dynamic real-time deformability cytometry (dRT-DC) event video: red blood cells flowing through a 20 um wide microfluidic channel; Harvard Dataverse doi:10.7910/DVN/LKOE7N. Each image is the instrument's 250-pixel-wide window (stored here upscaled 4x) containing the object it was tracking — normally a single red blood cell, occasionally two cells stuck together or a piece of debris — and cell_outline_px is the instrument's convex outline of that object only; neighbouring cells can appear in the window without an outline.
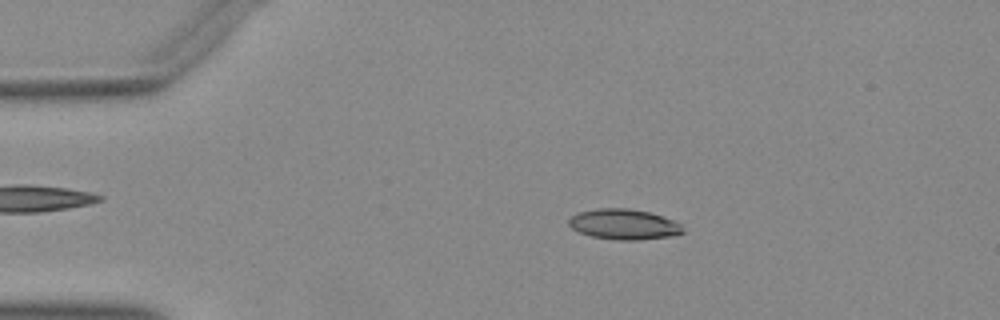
{"species": "Egyptian fruit bat (a non-hibernating species)", "species_latin": "Rousettus aegyptiacus", "temperature_condition": "warm", "stored_images_in_passage": 45, "camera_frame_rate_fps": 3000, "um_per_image_px": 0.085, "animal": {"sex": "female"}, "frame": {"image": 1, "passage_image": 3, "time_ms": 0.667, "image_size_px": [1000, 320], "cell_outline_px": [[684, 232], [672, 236], [636, 240], [616, 240], [592, 236], [580, 232], [572, 228], [568, 224], [568, 220], [572, 216], [580, 212], [600, 208], [628, 208], [648, 212], [664, 216], [680, 224]], "centroid_in_image_um": [53.03, 19.07], "position_along_channel_um": 32.0, "area_um2": 20.06}}
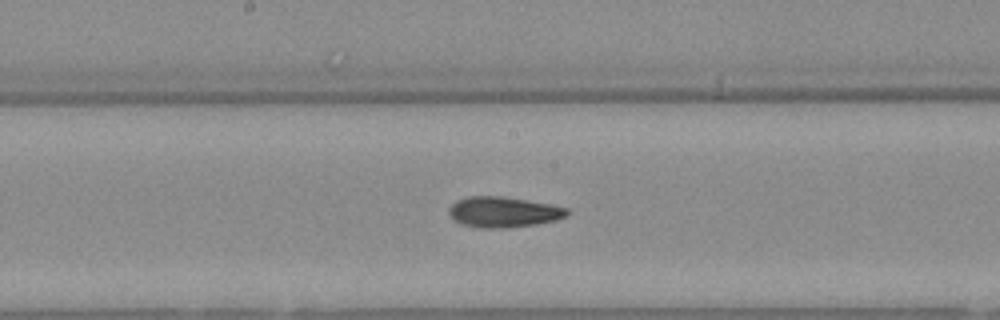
{"frame": {"image": 2, "passage_image": 20, "time_ms": 6.333, "image_size_px": [1000, 320], "cell_outline_px": [[568, 216], [556, 220], [536, 224], [504, 228], [480, 228], [460, 224], [452, 220], [448, 212], [448, 208], [456, 200], [468, 196], [500, 196], [548, 204], [568, 208]], "centroid_in_image_um": [42.73, 18.03], "position_along_channel_um": 205.5, "area_um2": 21.1}}
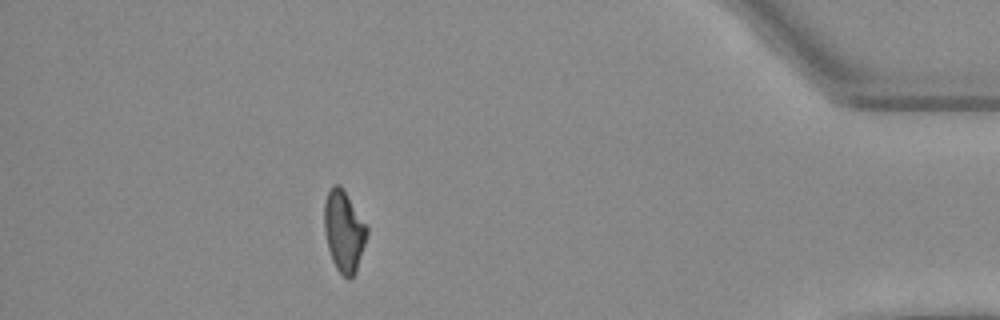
{"frame": {"image": 3, "passage_image": 39, "time_ms": 12.667, "image_size_px": [1000, 320], "cell_outline_px": [[368, 232], [356, 272], [348, 280], [336, 268], [332, 260], [328, 248], [324, 232], [324, 204], [328, 192], [332, 184], [340, 184], [368, 228]], "centroid_in_image_um": [29.21, 19.65], "position_along_channel_um": 406.0, "area_um2": 20.0}}